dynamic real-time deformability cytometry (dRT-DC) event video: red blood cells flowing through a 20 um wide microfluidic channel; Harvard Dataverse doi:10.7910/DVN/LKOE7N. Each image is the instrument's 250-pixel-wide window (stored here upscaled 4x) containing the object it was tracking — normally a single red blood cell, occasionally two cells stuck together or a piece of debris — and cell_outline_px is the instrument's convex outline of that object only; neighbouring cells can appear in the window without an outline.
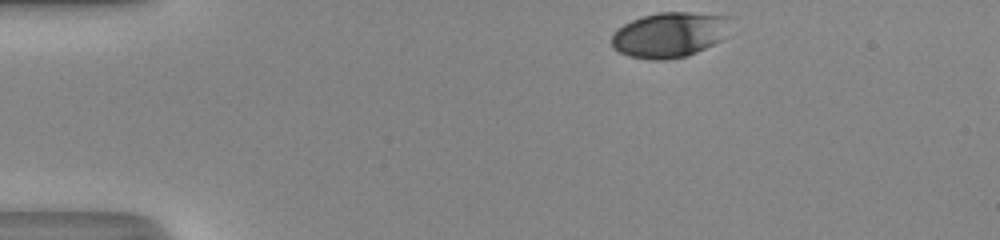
{"species": "human", "species_latin": "Homo sapiens", "temperature_condition": "room temperature", "stored_images_in_passage": 33, "camera_frame_rate_fps": 3000, "um_per_image_px": 0.085, "donor": {"sex": "male"}, "frame": {"image": 1, "passage_image": 1, "time_ms": 0.0, "image_size_px": [1000, 240], "cell_outline_px": [[728, 16], [720, 40], [688, 56], [664, 60], [648, 60], [628, 56], [612, 48], [612, 36], [624, 24], [640, 16], [660, 12], [688, 12]], "centroid_in_image_um": [56.81, 2.97], "position_along_channel_um": 28.2, "area_um2": 30.69}}
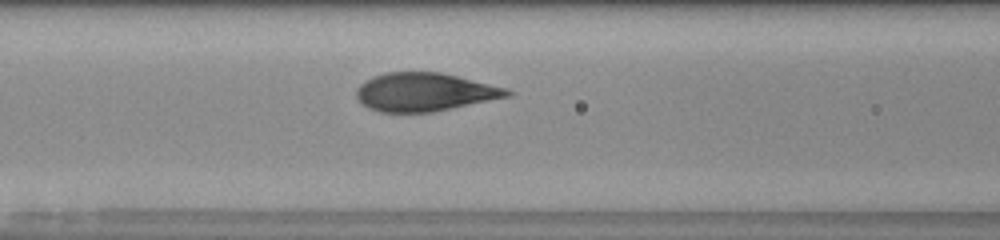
{"frame": {"image": 2, "passage_image": 14, "time_ms": 4.333, "image_size_px": [1000, 240], "cell_outline_px": [[516, 92], [512, 96], [432, 112], [380, 112], [368, 108], [356, 96], [356, 88], [364, 80], [372, 76], [384, 72], [440, 72], [508, 88]], "centroid_in_image_um": [36.11, 7.82], "position_along_channel_um": 130.5, "area_um2": 33.87}}
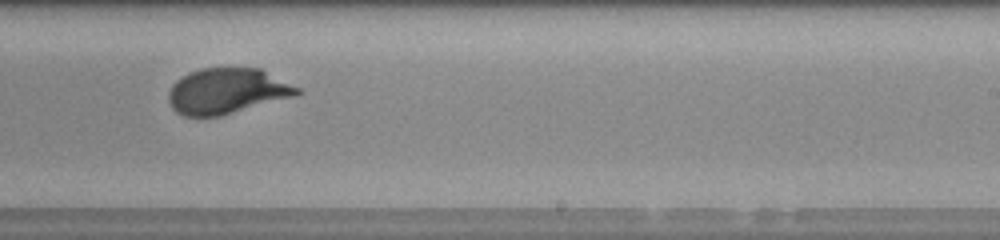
{"frame": {"image": 3, "passage_image": 24, "time_ms": 7.667, "image_size_px": [1000, 240], "cell_outline_px": [[304, 92], [296, 96], [220, 116], [184, 116], [176, 112], [168, 104], [168, 92], [172, 84], [176, 80], [188, 72], [200, 68], [260, 68], [300, 88]], "centroid_in_image_um": [19.28, 7.74], "position_along_channel_um": 269.7, "area_um2": 34.45}, "authors_computed_cell_mechanics": {"area_um2": 34.5644, "velocity_mm_per_s": 4.1893, "shape_relaxation_time_tau1_ms": 3.7677, "shape_relaxation_time_tau2_ms": null, "deformation_change_tau1": 0.1768, "deformation_change_tau2": null}}